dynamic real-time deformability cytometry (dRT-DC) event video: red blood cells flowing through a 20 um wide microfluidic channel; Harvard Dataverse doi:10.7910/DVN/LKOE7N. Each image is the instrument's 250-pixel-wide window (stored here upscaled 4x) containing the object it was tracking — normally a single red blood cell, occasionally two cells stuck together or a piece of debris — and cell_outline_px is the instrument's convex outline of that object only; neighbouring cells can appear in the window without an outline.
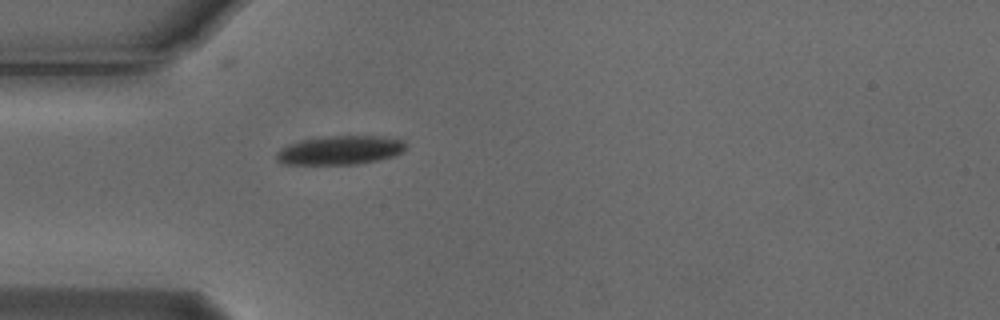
{"species": "Egyptian fruit bat (a non-hibernating species)", "species_latin": "Rousettus aegyptiacus", "temperature_condition": "cold", "stored_images_in_passage": 40, "camera_frame_rate_fps": 3000, "um_per_image_px": 0.085, "animal": {"sex": "male"}, "frame": {"image": 1, "passage_image": 1, "time_ms": 0.0, "image_size_px": [1000, 320], "cell_outline_px": [[408, 148], [404, 152], [396, 156], [356, 164], [284, 164], [276, 160], [276, 152], [280, 148], [288, 144], [300, 140], [324, 136], [380, 136], [404, 140], [408, 144]], "centroid_in_image_um": [28.95, 12.76], "position_along_channel_um": 56.1, "area_um2": 22.08}}
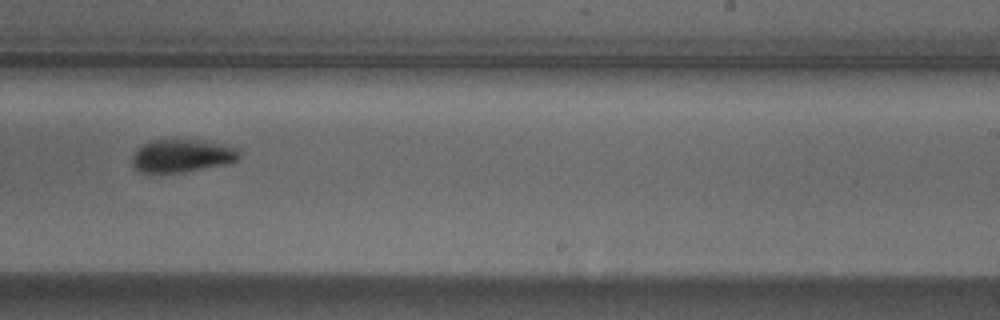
{"frame": {"image": 2, "passage_image": 19, "time_ms": 6.0, "image_size_px": [1000, 320], "cell_outline_px": [[240, 156], [236, 160], [224, 164], [184, 172], [140, 172], [132, 164], [132, 156], [136, 148], [148, 140], [204, 140], [224, 144], [236, 148], [240, 152]], "centroid_in_image_um": [15.44, 13.22], "position_along_channel_um": 273.6, "area_um2": 20.52}}
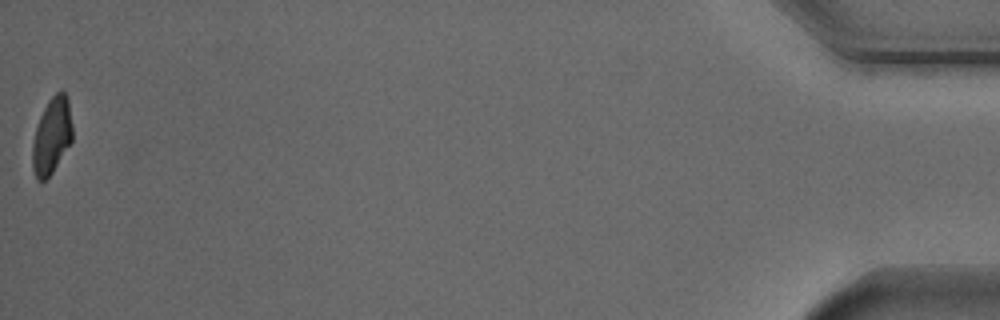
{"frame": {"image": 3, "passage_image": 40, "time_ms": 13.0, "image_size_px": [1000, 320], "cell_outline_px": [[72, 140], [52, 172], [44, 180], [36, 180], [32, 168], [32, 144], [36, 128], [40, 116], [48, 100], [60, 88], [68, 96], [72, 128]], "centroid_in_image_um": [4.39, 11.51], "position_along_channel_um": 430.8, "area_um2": 17.74}, "authors_computed_cell_mechanics": {"area_um2": 19.941, "velocity_mm_per_s": 3.7151, "shape_relaxation_time_tau1_ms": 2.2125, "shape_relaxation_time_tau2_ms": null, "deformation_change_tau1": 0.116, "deformation_change_tau2": null}}